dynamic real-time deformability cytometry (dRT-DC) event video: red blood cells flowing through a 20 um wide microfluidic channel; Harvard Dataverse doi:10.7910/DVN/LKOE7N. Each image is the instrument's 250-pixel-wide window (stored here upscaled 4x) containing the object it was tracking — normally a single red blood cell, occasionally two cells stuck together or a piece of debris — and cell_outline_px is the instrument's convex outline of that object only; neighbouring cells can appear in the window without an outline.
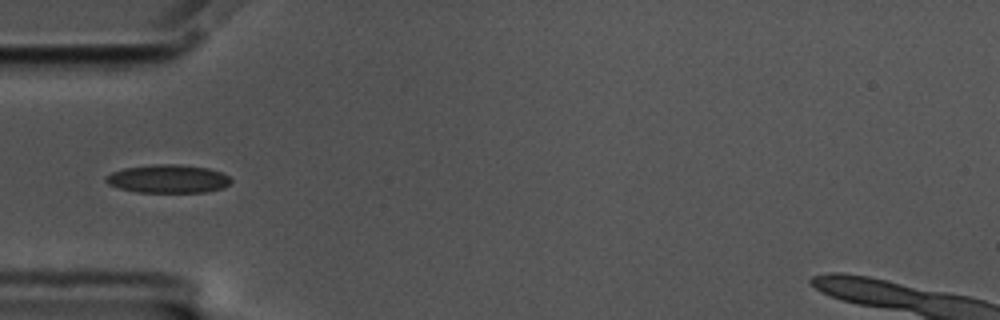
{"species": "common noctule bat (a hibernating species)", "species_latin": "Nyctalus noctula", "temperature_condition": "cold", "stored_images_in_passage": 35, "camera_frame_rate_fps": 3000, "um_per_image_px": 0.085, "animal": {"sex": "male", "body_mass_g": 17.5, "forearm_length_mm": 52.3}, "frame": {"image": 1, "passage_image": 1, "time_ms": 0.0, "image_size_px": [1000, 320], "cell_outline_px": [[232, 180], [224, 188], [204, 192], [136, 192], [120, 188], [108, 184], [104, 180], [104, 176], [112, 172], [124, 168], [156, 164], [180, 164], [208, 168], [220, 172], [228, 176]], "centroid_in_image_um": [14.26, 15.2], "position_along_channel_um": 70.7, "area_um2": 20.63}}
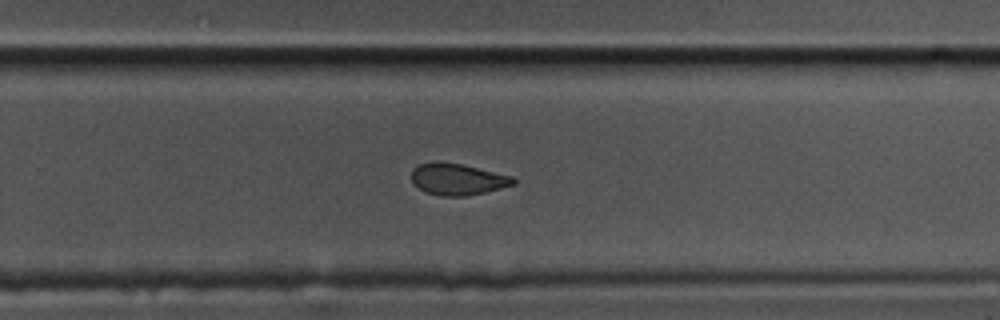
{"frame": {"image": 2, "passage_image": 20, "time_ms": 6.333, "image_size_px": [1000, 320], "cell_outline_px": [[516, 184], [468, 196], [440, 196], [424, 192], [412, 184], [412, 168], [420, 164], [436, 160], [460, 164], [512, 176], [516, 180]], "centroid_in_image_um": [38.84, 15.24], "position_along_channel_um": 291.0, "area_um2": 18.84}}